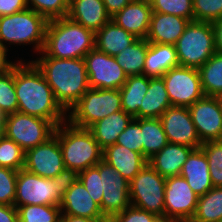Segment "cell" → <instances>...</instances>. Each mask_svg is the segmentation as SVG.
I'll return each mask as SVG.
<instances>
[{"label": "cell", "mask_w": 222, "mask_h": 222, "mask_svg": "<svg viewBox=\"0 0 222 222\" xmlns=\"http://www.w3.org/2000/svg\"><path fill=\"white\" fill-rule=\"evenodd\" d=\"M194 21L210 22L222 18V0H192Z\"/></svg>", "instance_id": "cell-41"}, {"label": "cell", "mask_w": 222, "mask_h": 222, "mask_svg": "<svg viewBox=\"0 0 222 222\" xmlns=\"http://www.w3.org/2000/svg\"><path fill=\"white\" fill-rule=\"evenodd\" d=\"M158 222H177V221L170 220V219H160Z\"/></svg>", "instance_id": "cell-53"}, {"label": "cell", "mask_w": 222, "mask_h": 222, "mask_svg": "<svg viewBox=\"0 0 222 222\" xmlns=\"http://www.w3.org/2000/svg\"><path fill=\"white\" fill-rule=\"evenodd\" d=\"M77 179L78 173L69 168H64L58 175L52 178L54 184L58 187V195L61 198Z\"/></svg>", "instance_id": "cell-45"}, {"label": "cell", "mask_w": 222, "mask_h": 222, "mask_svg": "<svg viewBox=\"0 0 222 222\" xmlns=\"http://www.w3.org/2000/svg\"><path fill=\"white\" fill-rule=\"evenodd\" d=\"M27 8L26 0H0V16H8Z\"/></svg>", "instance_id": "cell-46"}, {"label": "cell", "mask_w": 222, "mask_h": 222, "mask_svg": "<svg viewBox=\"0 0 222 222\" xmlns=\"http://www.w3.org/2000/svg\"><path fill=\"white\" fill-rule=\"evenodd\" d=\"M180 175L194 193L202 196L213 188L207 158L201 148L194 149L183 165Z\"/></svg>", "instance_id": "cell-24"}, {"label": "cell", "mask_w": 222, "mask_h": 222, "mask_svg": "<svg viewBox=\"0 0 222 222\" xmlns=\"http://www.w3.org/2000/svg\"><path fill=\"white\" fill-rule=\"evenodd\" d=\"M200 148L207 158L213 187H222V140L207 141Z\"/></svg>", "instance_id": "cell-35"}, {"label": "cell", "mask_w": 222, "mask_h": 222, "mask_svg": "<svg viewBox=\"0 0 222 222\" xmlns=\"http://www.w3.org/2000/svg\"><path fill=\"white\" fill-rule=\"evenodd\" d=\"M122 110L119 89H91L67 112V121L71 124L89 128L97 121Z\"/></svg>", "instance_id": "cell-6"}, {"label": "cell", "mask_w": 222, "mask_h": 222, "mask_svg": "<svg viewBox=\"0 0 222 222\" xmlns=\"http://www.w3.org/2000/svg\"><path fill=\"white\" fill-rule=\"evenodd\" d=\"M169 143L200 148L202 143L197 135L188 107L171 106L159 118Z\"/></svg>", "instance_id": "cell-17"}, {"label": "cell", "mask_w": 222, "mask_h": 222, "mask_svg": "<svg viewBox=\"0 0 222 222\" xmlns=\"http://www.w3.org/2000/svg\"><path fill=\"white\" fill-rule=\"evenodd\" d=\"M198 71L204 95L222 98V54L214 53Z\"/></svg>", "instance_id": "cell-31"}, {"label": "cell", "mask_w": 222, "mask_h": 222, "mask_svg": "<svg viewBox=\"0 0 222 222\" xmlns=\"http://www.w3.org/2000/svg\"><path fill=\"white\" fill-rule=\"evenodd\" d=\"M148 46L146 39H137L115 56L127 76L143 74Z\"/></svg>", "instance_id": "cell-32"}, {"label": "cell", "mask_w": 222, "mask_h": 222, "mask_svg": "<svg viewBox=\"0 0 222 222\" xmlns=\"http://www.w3.org/2000/svg\"><path fill=\"white\" fill-rule=\"evenodd\" d=\"M222 220V187H213L198 197L197 209L190 222H220Z\"/></svg>", "instance_id": "cell-33"}, {"label": "cell", "mask_w": 222, "mask_h": 222, "mask_svg": "<svg viewBox=\"0 0 222 222\" xmlns=\"http://www.w3.org/2000/svg\"><path fill=\"white\" fill-rule=\"evenodd\" d=\"M9 49L6 47H3L0 44V75L7 73L8 71L12 70L20 60H16L15 62L9 61L7 58ZM7 55V56H6Z\"/></svg>", "instance_id": "cell-48"}, {"label": "cell", "mask_w": 222, "mask_h": 222, "mask_svg": "<svg viewBox=\"0 0 222 222\" xmlns=\"http://www.w3.org/2000/svg\"><path fill=\"white\" fill-rule=\"evenodd\" d=\"M141 126L143 156L148 160L169 142L159 118H134Z\"/></svg>", "instance_id": "cell-30"}, {"label": "cell", "mask_w": 222, "mask_h": 222, "mask_svg": "<svg viewBox=\"0 0 222 222\" xmlns=\"http://www.w3.org/2000/svg\"><path fill=\"white\" fill-rule=\"evenodd\" d=\"M0 222H19L17 208L14 205L0 204Z\"/></svg>", "instance_id": "cell-47"}, {"label": "cell", "mask_w": 222, "mask_h": 222, "mask_svg": "<svg viewBox=\"0 0 222 222\" xmlns=\"http://www.w3.org/2000/svg\"><path fill=\"white\" fill-rule=\"evenodd\" d=\"M103 160L128 182L147 164V159L142 154L117 144L107 146L103 150Z\"/></svg>", "instance_id": "cell-21"}, {"label": "cell", "mask_w": 222, "mask_h": 222, "mask_svg": "<svg viewBox=\"0 0 222 222\" xmlns=\"http://www.w3.org/2000/svg\"><path fill=\"white\" fill-rule=\"evenodd\" d=\"M25 151L7 137L0 140V166L19 171L24 169Z\"/></svg>", "instance_id": "cell-36"}, {"label": "cell", "mask_w": 222, "mask_h": 222, "mask_svg": "<svg viewBox=\"0 0 222 222\" xmlns=\"http://www.w3.org/2000/svg\"><path fill=\"white\" fill-rule=\"evenodd\" d=\"M91 89H120L128 76L115 57L94 48L84 57Z\"/></svg>", "instance_id": "cell-13"}, {"label": "cell", "mask_w": 222, "mask_h": 222, "mask_svg": "<svg viewBox=\"0 0 222 222\" xmlns=\"http://www.w3.org/2000/svg\"><path fill=\"white\" fill-rule=\"evenodd\" d=\"M162 77L149 78V87L134 118H160L171 107Z\"/></svg>", "instance_id": "cell-28"}, {"label": "cell", "mask_w": 222, "mask_h": 222, "mask_svg": "<svg viewBox=\"0 0 222 222\" xmlns=\"http://www.w3.org/2000/svg\"><path fill=\"white\" fill-rule=\"evenodd\" d=\"M153 12L171 14L194 21L192 0H149Z\"/></svg>", "instance_id": "cell-38"}, {"label": "cell", "mask_w": 222, "mask_h": 222, "mask_svg": "<svg viewBox=\"0 0 222 222\" xmlns=\"http://www.w3.org/2000/svg\"><path fill=\"white\" fill-rule=\"evenodd\" d=\"M62 198L58 187L50 178L32 174L25 169L18 171L14 206L52 205L59 206Z\"/></svg>", "instance_id": "cell-11"}, {"label": "cell", "mask_w": 222, "mask_h": 222, "mask_svg": "<svg viewBox=\"0 0 222 222\" xmlns=\"http://www.w3.org/2000/svg\"><path fill=\"white\" fill-rule=\"evenodd\" d=\"M201 143L222 140V98L204 96L188 107Z\"/></svg>", "instance_id": "cell-15"}, {"label": "cell", "mask_w": 222, "mask_h": 222, "mask_svg": "<svg viewBox=\"0 0 222 222\" xmlns=\"http://www.w3.org/2000/svg\"><path fill=\"white\" fill-rule=\"evenodd\" d=\"M152 13L149 0H132L111 19L138 39H146Z\"/></svg>", "instance_id": "cell-18"}, {"label": "cell", "mask_w": 222, "mask_h": 222, "mask_svg": "<svg viewBox=\"0 0 222 222\" xmlns=\"http://www.w3.org/2000/svg\"><path fill=\"white\" fill-rule=\"evenodd\" d=\"M19 222H60L61 209L52 205H25L17 208Z\"/></svg>", "instance_id": "cell-34"}, {"label": "cell", "mask_w": 222, "mask_h": 222, "mask_svg": "<svg viewBox=\"0 0 222 222\" xmlns=\"http://www.w3.org/2000/svg\"><path fill=\"white\" fill-rule=\"evenodd\" d=\"M60 222H108L107 219H90L71 215H61Z\"/></svg>", "instance_id": "cell-51"}, {"label": "cell", "mask_w": 222, "mask_h": 222, "mask_svg": "<svg viewBox=\"0 0 222 222\" xmlns=\"http://www.w3.org/2000/svg\"><path fill=\"white\" fill-rule=\"evenodd\" d=\"M17 112L51 121L56 127L67 120V112L55 100L43 73L32 62L22 61L14 67Z\"/></svg>", "instance_id": "cell-1"}, {"label": "cell", "mask_w": 222, "mask_h": 222, "mask_svg": "<svg viewBox=\"0 0 222 222\" xmlns=\"http://www.w3.org/2000/svg\"><path fill=\"white\" fill-rule=\"evenodd\" d=\"M141 126L133 119L129 125L122 131L116 144L138 152L143 155Z\"/></svg>", "instance_id": "cell-43"}, {"label": "cell", "mask_w": 222, "mask_h": 222, "mask_svg": "<svg viewBox=\"0 0 222 222\" xmlns=\"http://www.w3.org/2000/svg\"><path fill=\"white\" fill-rule=\"evenodd\" d=\"M59 207L61 215L106 219L100 206L90 197L85 186L79 179L65 192Z\"/></svg>", "instance_id": "cell-19"}, {"label": "cell", "mask_w": 222, "mask_h": 222, "mask_svg": "<svg viewBox=\"0 0 222 222\" xmlns=\"http://www.w3.org/2000/svg\"><path fill=\"white\" fill-rule=\"evenodd\" d=\"M7 114L0 111V140L6 137Z\"/></svg>", "instance_id": "cell-52"}, {"label": "cell", "mask_w": 222, "mask_h": 222, "mask_svg": "<svg viewBox=\"0 0 222 222\" xmlns=\"http://www.w3.org/2000/svg\"><path fill=\"white\" fill-rule=\"evenodd\" d=\"M56 126L49 120L14 112L7 115L6 137L25 152L46 142L54 135Z\"/></svg>", "instance_id": "cell-9"}, {"label": "cell", "mask_w": 222, "mask_h": 222, "mask_svg": "<svg viewBox=\"0 0 222 222\" xmlns=\"http://www.w3.org/2000/svg\"><path fill=\"white\" fill-rule=\"evenodd\" d=\"M216 52L222 54V18L212 22Z\"/></svg>", "instance_id": "cell-50"}, {"label": "cell", "mask_w": 222, "mask_h": 222, "mask_svg": "<svg viewBox=\"0 0 222 222\" xmlns=\"http://www.w3.org/2000/svg\"><path fill=\"white\" fill-rule=\"evenodd\" d=\"M138 38L118 26L112 19L95 32V48L112 57L130 46Z\"/></svg>", "instance_id": "cell-25"}, {"label": "cell", "mask_w": 222, "mask_h": 222, "mask_svg": "<svg viewBox=\"0 0 222 222\" xmlns=\"http://www.w3.org/2000/svg\"><path fill=\"white\" fill-rule=\"evenodd\" d=\"M18 171L0 166V204L14 205Z\"/></svg>", "instance_id": "cell-42"}, {"label": "cell", "mask_w": 222, "mask_h": 222, "mask_svg": "<svg viewBox=\"0 0 222 222\" xmlns=\"http://www.w3.org/2000/svg\"><path fill=\"white\" fill-rule=\"evenodd\" d=\"M31 60L52 88L55 100L68 112L90 88L84 58L58 59L46 56Z\"/></svg>", "instance_id": "cell-2"}, {"label": "cell", "mask_w": 222, "mask_h": 222, "mask_svg": "<svg viewBox=\"0 0 222 222\" xmlns=\"http://www.w3.org/2000/svg\"><path fill=\"white\" fill-rule=\"evenodd\" d=\"M175 48L180 66L199 69L216 53L212 23L190 21Z\"/></svg>", "instance_id": "cell-7"}, {"label": "cell", "mask_w": 222, "mask_h": 222, "mask_svg": "<svg viewBox=\"0 0 222 222\" xmlns=\"http://www.w3.org/2000/svg\"><path fill=\"white\" fill-rule=\"evenodd\" d=\"M198 197L181 175L166 178L164 219L190 222L197 209Z\"/></svg>", "instance_id": "cell-12"}, {"label": "cell", "mask_w": 222, "mask_h": 222, "mask_svg": "<svg viewBox=\"0 0 222 222\" xmlns=\"http://www.w3.org/2000/svg\"><path fill=\"white\" fill-rule=\"evenodd\" d=\"M189 22L179 16L153 12L146 40L154 44L175 45Z\"/></svg>", "instance_id": "cell-20"}, {"label": "cell", "mask_w": 222, "mask_h": 222, "mask_svg": "<svg viewBox=\"0 0 222 222\" xmlns=\"http://www.w3.org/2000/svg\"><path fill=\"white\" fill-rule=\"evenodd\" d=\"M162 78L172 106L189 107L205 96L196 68L177 66Z\"/></svg>", "instance_id": "cell-10"}, {"label": "cell", "mask_w": 222, "mask_h": 222, "mask_svg": "<svg viewBox=\"0 0 222 222\" xmlns=\"http://www.w3.org/2000/svg\"><path fill=\"white\" fill-rule=\"evenodd\" d=\"M132 0H103L107 13L112 17Z\"/></svg>", "instance_id": "cell-49"}, {"label": "cell", "mask_w": 222, "mask_h": 222, "mask_svg": "<svg viewBox=\"0 0 222 222\" xmlns=\"http://www.w3.org/2000/svg\"><path fill=\"white\" fill-rule=\"evenodd\" d=\"M47 24L44 16L30 8L0 16V44L6 48L7 45L33 44V52L38 55L44 46Z\"/></svg>", "instance_id": "cell-5"}, {"label": "cell", "mask_w": 222, "mask_h": 222, "mask_svg": "<svg viewBox=\"0 0 222 222\" xmlns=\"http://www.w3.org/2000/svg\"><path fill=\"white\" fill-rule=\"evenodd\" d=\"M193 150L194 148L185 145L168 143L148 159L147 163L164 178L177 176Z\"/></svg>", "instance_id": "cell-22"}, {"label": "cell", "mask_w": 222, "mask_h": 222, "mask_svg": "<svg viewBox=\"0 0 222 222\" xmlns=\"http://www.w3.org/2000/svg\"><path fill=\"white\" fill-rule=\"evenodd\" d=\"M180 66L175 45L149 43L143 75L162 77L171 68Z\"/></svg>", "instance_id": "cell-26"}, {"label": "cell", "mask_w": 222, "mask_h": 222, "mask_svg": "<svg viewBox=\"0 0 222 222\" xmlns=\"http://www.w3.org/2000/svg\"><path fill=\"white\" fill-rule=\"evenodd\" d=\"M100 176L103 190L101 211L109 221L131 205L129 182L103 159L100 161Z\"/></svg>", "instance_id": "cell-14"}, {"label": "cell", "mask_w": 222, "mask_h": 222, "mask_svg": "<svg viewBox=\"0 0 222 222\" xmlns=\"http://www.w3.org/2000/svg\"><path fill=\"white\" fill-rule=\"evenodd\" d=\"M78 179L83 183L90 197L101 209L103 190L100 176V162L96 166L89 167L88 169L79 172Z\"/></svg>", "instance_id": "cell-40"}, {"label": "cell", "mask_w": 222, "mask_h": 222, "mask_svg": "<svg viewBox=\"0 0 222 222\" xmlns=\"http://www.w3.org/2000/svg\"><path fill=\"white\" fill-rule=\"evenodd\" d=\"M18 100L14 86V68L0 75V111L8 114L17 112Z\"/></svg>", "instance_id": "cell-39"}, {"label": "cell", "mask_w": 222, "mask_h": 222, "mask_svg": "<svg viewBox=\"0 0 222 222\" xmlns=\"http://www.w3.org/2000/svg\"><path fill=\"white\" fill-rule=\"evenodd\" d=\"M65 168L77 173L96 166L103 159V149L88 128L64 121L55 128Z\"/></svg>", "instance_id": "cell-4"}, {"label": "cell", "mask_w": 222, "mask_h": 222, "mask_svg": "<svg viewBox=\"0 0 222 222\" xmlns=\"http://www.w3.org/2000/svg\"><path fill=\"white\" fill-rule=\"evenodd\" d=\"M161 218L132 205L114 215L108 222H158Z\"/></svg>", "instance_id": "cell-44"}, {"label": "cell", "mask_w": 222, "mask_h": 222, "mask_svg": "<svg viewBox=\"0 0 222 222\" xmlns=\"http://www.w3.org/2000/svg\"><path fill=\"white\" fill-rule=\"evenodd\" d=\"M149 78L143 74L128 76L124 85L119 89L122 110L133 118L138 114L141 102L148 90Z\"/></svg>", "instance_id": "cell-29"}, {"label": "cell", "mask_w": 222, "mask_h": 222, "mask_svg": "<svg viewBox=\"0 0 222 222\" xmlns=\"http://www.w3.org/2000/svg\"><path fill=\"white\" fill-rule=\"evenodd\" d=\"M133 119L131 115L121 110L97 121L88 129L104 150L107 146L116 144L119 134Z\"/></svg>", "instance_id": "cell-27"}, {"label": "cell", "mask_w": 222, "mask_h": 222, "mask_svg": "<svg viewBox=\"0 0 222 222\" xmlns=\"http://www.w3.org/2000/svg\"><path fill=\"white\" fill-rule=\"evenodd\" d=\"M95 48V32L69 17L49 20L42 52L58 59L84 58Z\"/></svg>", "instance_id": "cell-3"}, {"label": "cell", "mask_w": 222, "mask_h": 222, "mask_svg": "<svg viewBox=\"0 0 222 222\" xmlns=\"http://www.w3.org/2000/svg\"><path fill=\"white\" fill-rule=\"evenodd\" d=\"M70 0H26L28 8L48 21L68 16Z\"/></svg>", "instance_id": "cell-37"}, {"label": "cell", "mask_w": 222, "mask_h": 222, "mask_svg": "<svg viewBox=\"0 0 222 222\" xmlns=\"http://www.w3.org/2000/svg\"><path fill=\"white\" fill-rule=\"evenodd\" d=\"M165 180L147 163L129 182L131 205L164 219Z\"/></svg>", "instance_id": "cell-8"}, {"label": "cell", "mask_w": 222, "mask_h": 222, "mask_svg": "<svg viewBox=\"0 0 222 222\" xmlns=\"http://www.w3.org/2000/svg\"><path fill=\"white\" fill-rule=\"evenodd\" d=\"M67 17L94 32L111 20L103 0H70Z\"/></svg>", "instance_id": "cell-23"}, {"label": "cell", "mask_w": 222, "mask_h": 222, "mask_svg": "<svg viewBox=\"0 0 222 222\" xmlns=\"http://www.w3.org/2000/svg\"><path fill=\"white\" fill-rule=\"evenodd\" d=\"M64 168L62 150L55 135L25 152L24 169L32 174L52 179Z\"/></svg>", "instance_id": "cell-16"}]
</instances>
